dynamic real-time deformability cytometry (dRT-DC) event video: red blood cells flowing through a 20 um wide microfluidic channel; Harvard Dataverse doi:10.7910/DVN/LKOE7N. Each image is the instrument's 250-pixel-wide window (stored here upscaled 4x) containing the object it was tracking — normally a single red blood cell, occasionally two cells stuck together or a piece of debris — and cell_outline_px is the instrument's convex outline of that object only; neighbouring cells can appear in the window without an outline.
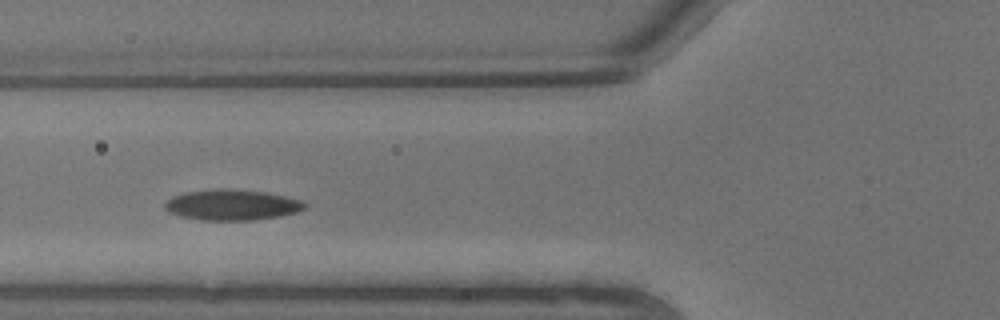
{"species": "common noctule bat (a hibernating species)", "species_latin": "Nyctalus noctula", "temperature_condition": "warm", "stored_images_in_passage": 7, "camera_frame_rate_fps": 3000, "um_per_image_px": 0.085, "animal": {"sex": "male", "body_mass_g": 13.3}, "frame": {"image": 1, "passage_image": 6, "time_ms": 1.667, "image_size_px": [1000, 320], "cell_outline_px": [[308, 204], [304, 208], [296, 212], [280, 216], [252, 220], [200, 220], [180, 216], [168, 212], [164, 208], [164, 204], [172, 196], [184, 192], [216, 188], [224, 188], [268, 192], [304, 200]], "centroid_in_image_um": [19.72, 17.4], "position_along_channel_um": 106.1, "area_um2": 25.32}}
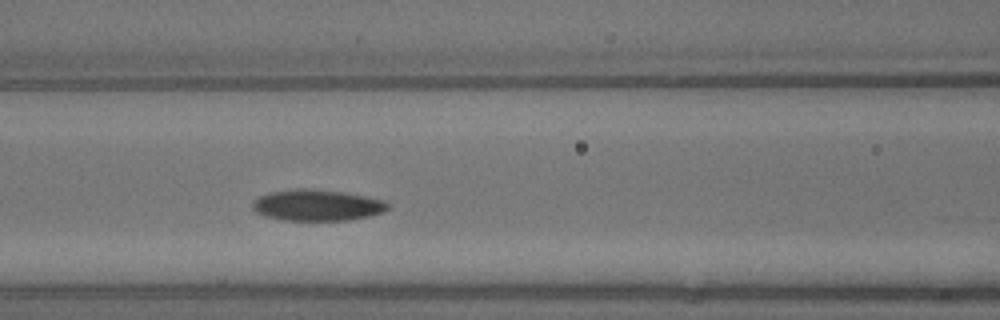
{"frame": {"image": 2, "passage_image": 7, "time_ms": 2.0, "image_size_px": [1000, 320], "cell_outline_px": [[388, 208], [384, 212], [368, 216], [348, 220], [284, 220], [264, 216], [256, 212], [252, 208], [252, 204], [260, 196], [272, 192], [308, 188], [344, 192], [384, 200], [388, 204]], "centroid_in_image_um": [26.97, 17.45], "position_along_channel_um": 139.6, "area_um2": 24.28}}